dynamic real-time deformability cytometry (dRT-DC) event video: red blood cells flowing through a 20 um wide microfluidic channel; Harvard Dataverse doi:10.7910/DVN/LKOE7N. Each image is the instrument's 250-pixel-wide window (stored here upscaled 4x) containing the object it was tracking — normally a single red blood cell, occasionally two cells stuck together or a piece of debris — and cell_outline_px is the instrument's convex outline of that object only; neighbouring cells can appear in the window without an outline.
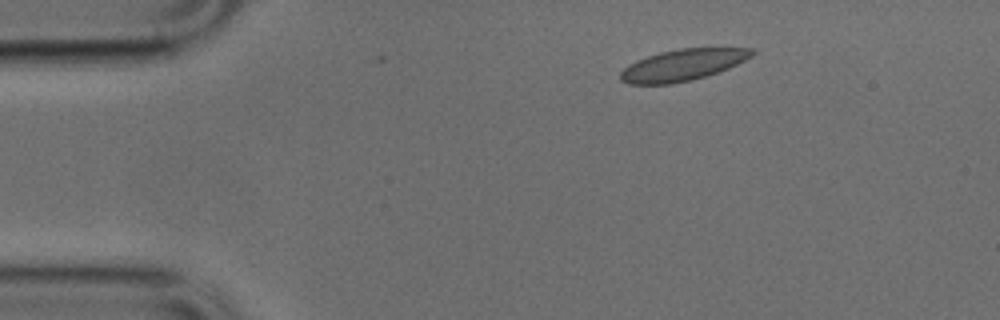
{"species": "common noctule bat (a hibernating species)", "species_latin": "Nyctalus noctula", "temperature_condition": "cold", "stored_images_in_passage": 44, "camera_frame_rate_fps": 3000, "um_per_image_px": 0.085, "animal": {"sex": "male", "body_mass_g": 17.9, "forearm_length_mm": 54.2}, "frame": {"image": 1, "passage_image": 1, "time_ms": 0.0, "image_size_px": [1000, 320], "cell_outline_px": [[756, 52], [752, 56], [728, 68], [692, 80], [672, 84], [628, 84], [620, 80], [620, 72], [628, 64], [636, 60], [660, 52], [680, 48], [756, 48]], "centroid_in_image_um": [58.01, 5.52], "position_along_channel_um": 27.0, "area_um2": 24.04}}
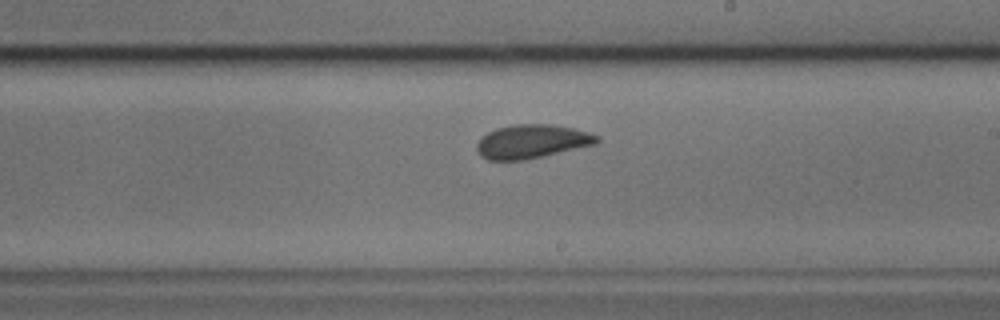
{"frame": {"image": 2, "passage_image": 22, "time_ms": 7.0, "image_size_px": [1000, 320], "cell_outline_px": [[600, 140], [596, 144], [544, 156], [524, 160], [488, 160], [480, 156], [476, 152], [476, 144], [480, 136], [496, 128], [516, 124], [548, 124], [572, 128], [588, 132], [600, 136]], "centroid_in_image_um": [45.17, 12.03], "position_along_channel_um": 243.8, "area_um2": 23.81}}
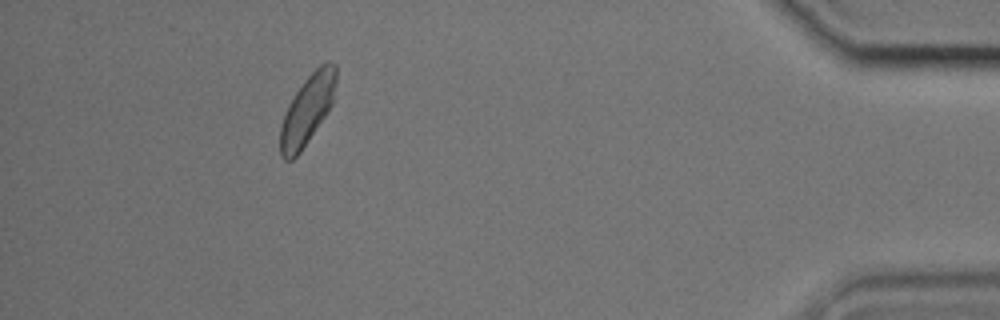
{"frame": {"image": 3, "passage_image": 39, "time_ms": 12.667, "image_size_px": [1000, 320], "cell_outline_px": [[336, 84], [332, 104], [328, 112], [300, 152], [292, 160], [284, 160], [280, 156], [280, 128], [288, 104], [304, 80], [320, 64], [328, 60], [336, 64]], "centroid_in_image_um": [26.13, 9.32], "position_along_channel_um": 409.1, "area_um2": 22.54}}